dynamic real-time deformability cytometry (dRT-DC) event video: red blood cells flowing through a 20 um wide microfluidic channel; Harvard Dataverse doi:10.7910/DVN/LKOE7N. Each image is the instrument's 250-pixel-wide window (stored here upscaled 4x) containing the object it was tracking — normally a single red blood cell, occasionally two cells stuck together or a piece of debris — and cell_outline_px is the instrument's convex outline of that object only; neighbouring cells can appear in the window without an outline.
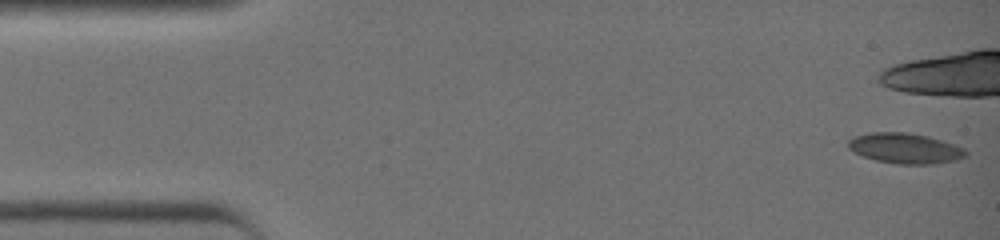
{"species": "common noctule bat (a hibernating species)", "species_latin": "Nyctalus noctula", "temperature_condition": "warm", "stored_images_in_passage": 10, "camera_frame_rate_fps": 3000, "um_per_image_px": 0.085, "animal": {"sex": "female", "body_mass_g": 19.0, "forearm_length_mm": 51.5}, "frame": {"image": 1, "passage_image": 1, "time_ms": 0.0, "image_size_px": [1000, 240], "cell_outline_px": [[968, 152], [964, 156], [956, 160], [936, 164], [896, 164], [876, 160], [864, 156], [848, 148], [848, 140], [856, 136], [868, 132], [904, 132], [928, 136], [964, 148]], "centroid_in_image_um": [76.93, 12.61], "position_along_channel_um": 8.1, "area_um2": 20.63}}